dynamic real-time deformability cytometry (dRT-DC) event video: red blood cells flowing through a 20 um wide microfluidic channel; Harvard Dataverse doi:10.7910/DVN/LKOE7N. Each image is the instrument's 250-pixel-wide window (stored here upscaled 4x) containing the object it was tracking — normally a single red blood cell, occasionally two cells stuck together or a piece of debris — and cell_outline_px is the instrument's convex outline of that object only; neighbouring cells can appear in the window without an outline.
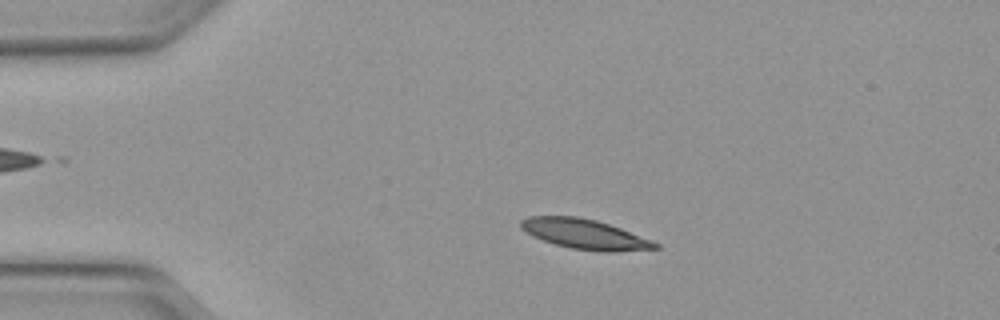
{"species": "Egyptian fruit bat (a non-hibernating species)", "species_latin": "Rousettus aegyptiacus", "temperature_condition": "warm", "stored_images_in_passage": 49, "camera_frame_rate_fps": 3000, "um_per_image_px": 0.085, "animal": {"sex": "female"}, "frame": {"image": 1, "passage_image": 10, "time_ms": 3.0, "image_size_px": [1000, 320], "cell_outline_px": [[660, 248], [616, 252], [596, 252], [572, 248], [556, 244], [532, 236], [520, 228], [520, 220], [528, 216], [580, 216], [596, 220], [620, 228], [652, 240], [660, 244]], "centroid_in_image_um": [49.71, 19.9], "position_along_channel_um": 35.3, "area_um2": 23.52}}
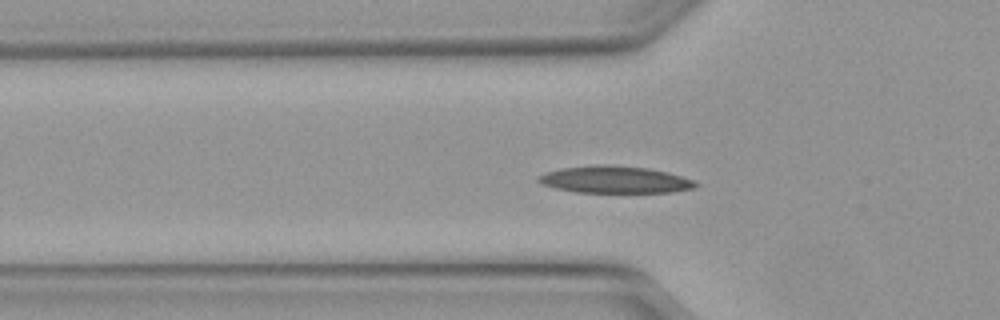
{"frame": {"image": 2, "passage_image": 16, "time_ms": 5.0, "image_size_px": [1000, 320], "cell_outline_px": [[700, 184], [696, 188], [672, 192], [576, 192], [556, 188], [540, 184], [536, 180], [536, 176], [544, 172], [560, 168], [592, 164], [612, 164], [648, 168], [668, 172], [692, 180]], "centroid_in_image_um": [52.21, 15.25], "position_along_channel_um": 73.6, "area_um2": 25.14}}
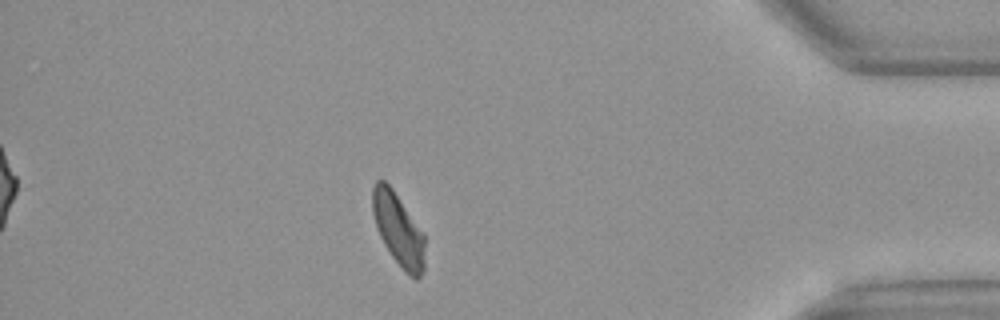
{"frame": {"image": 3, "passage_image": 43, "time_ms": 14.0, "image_size_px": [1000, 320], "cell_outline_px": [[424, 272], [416, 280], [404, 272], [392, 256], [384, 244], [380, 236], [372, 212], [372, 188], [376, 180], [384, 180], [392, 188], [424, 232]], "centroid_in_image_um": [33.87, 19.52], "position_along_channel_um": 401.3, "area_um2": 22.2}, "authors_computed_cell_mechanics": {"area_um2": 23.2356, "velocity_mm_per_s": 4.0985, "shape_relaxation_time_tau1_ms": 8.0711, "shape_relaxation_time_tau2_ms": null, "deformation_change_tau1": 0.2254, "deformation_change_tau2": null}}